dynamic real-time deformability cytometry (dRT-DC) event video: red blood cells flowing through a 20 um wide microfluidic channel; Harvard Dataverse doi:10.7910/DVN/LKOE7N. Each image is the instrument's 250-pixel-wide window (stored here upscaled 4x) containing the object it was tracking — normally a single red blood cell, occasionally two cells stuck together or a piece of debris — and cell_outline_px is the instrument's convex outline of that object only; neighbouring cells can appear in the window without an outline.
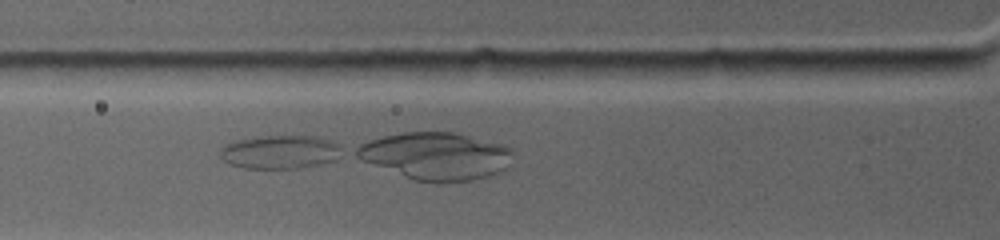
{"species": "common noctule bat (a hibernating species)", "species_latin": "Nyctalus noctula", "temperature_condition": "warm", "stored_images_in_passage": 16, "camera_frame_rate_fps": 4500, "um_per_image_px": 0.085, "animal": {"sex": "female", "body_mass_g": 19.0, "forearm_length_mm": 53.3}, "frame": {"image": 1, "passage_image": 5, "time_ms": 1.333, "image_size_px": [1000, 240], "cell_outline_px": [[328, 160], [316, 164], [296, 168], [248, 168], [232, 164], [228, 160], [224, 152], [224, 148], [232, 144], [244, 140], [268, 136], [312, 136], [328, 144]], "centroid_in_image_um": [23.61, 12.94], "position_along_channel_um": 102.2, "area_um2": 20.58}}